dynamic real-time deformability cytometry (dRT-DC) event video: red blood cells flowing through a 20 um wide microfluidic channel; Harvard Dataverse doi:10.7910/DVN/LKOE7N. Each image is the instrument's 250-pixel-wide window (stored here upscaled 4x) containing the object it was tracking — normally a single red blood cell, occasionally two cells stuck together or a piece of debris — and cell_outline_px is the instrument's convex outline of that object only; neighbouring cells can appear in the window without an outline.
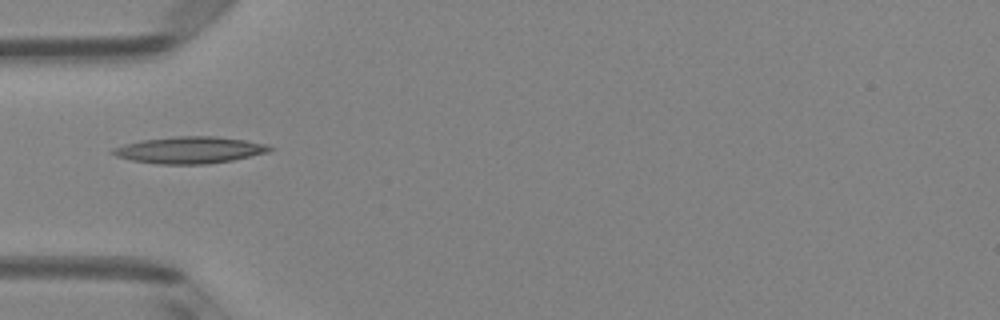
{"species": "Egyptian fruit bat (a non-hibernating species)", "species_latin": "Rousettus aegyptiacus", "temperature_condition": "room temperature", "stored_images_in_passage": 18, "camera_frame_rate_fps": 3000, "um_per_image_px": 0.085, "animal": {"sex": "female"}, "frame": {"image": 1, "passage_image": 1, "time_ms": 0.0, "image_size_px": [1000, 320], "cell_outline_px": [[276, 148], [268, 152], [232, 160], [208, 164], [160, 164], [132, 160], [116, 156], [108, 152], [112, 148], [124, 144], [144, 140], [176, 136], [216, 136], [244, 140], [268, 144]], "centroid_in_image_um": [16.13, 12.75], "position_along_channel_um": 68.9, "area_um2": 24.45}}
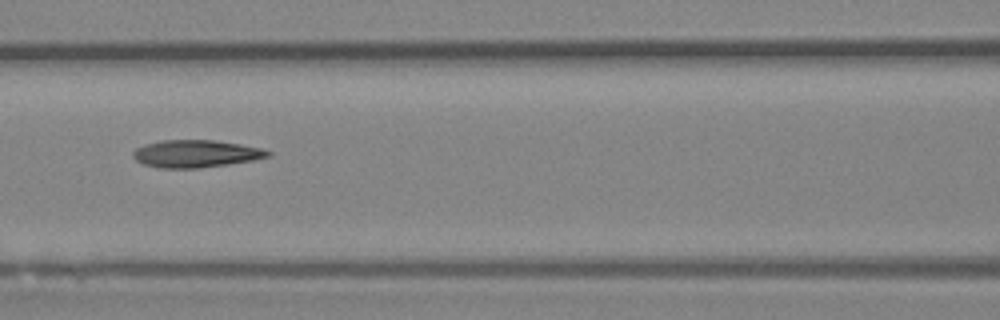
{"frame": {"image": 2, "passage_image": 7, "time_ms": 2.0, "image_size_px": [1000, 320], "cell_outline_px": [[272, 156], [256, 160], [200, 168], [160, 168], [144, 164], [136, 160], [132, 156], [132, 152], [136, 148], [144, 144], [160, 140], [212, 140], [240, 144], [260, 148], [272, 152]], "centroid_in_image_um": [16.65, 13.07], "position_along_channel_um": 149.9, "area_um2": 21.68}}
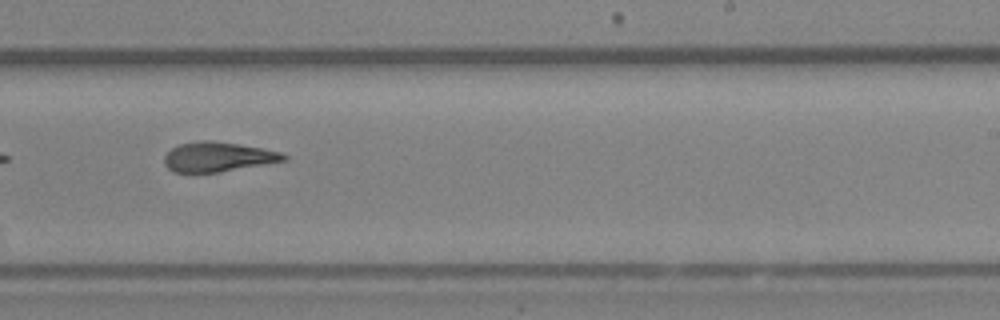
{"frame": {"image": 3, "passage_image": 16, "time_ms": 5.0, "image_size_px": [1000, 320], "cell_outline_px": [[288, 160], [220, 172], [172, 172], [164, 164], [164, 156], [172, 148], [180, 144], [200, 140], [208, 140], [236, 144], [260, 148], [280, 152], [288, 156]], "centroid_in_image_um": [18.51, 13.34], "position_along_channel_um": 270.5, "area_um2": 20.46}}